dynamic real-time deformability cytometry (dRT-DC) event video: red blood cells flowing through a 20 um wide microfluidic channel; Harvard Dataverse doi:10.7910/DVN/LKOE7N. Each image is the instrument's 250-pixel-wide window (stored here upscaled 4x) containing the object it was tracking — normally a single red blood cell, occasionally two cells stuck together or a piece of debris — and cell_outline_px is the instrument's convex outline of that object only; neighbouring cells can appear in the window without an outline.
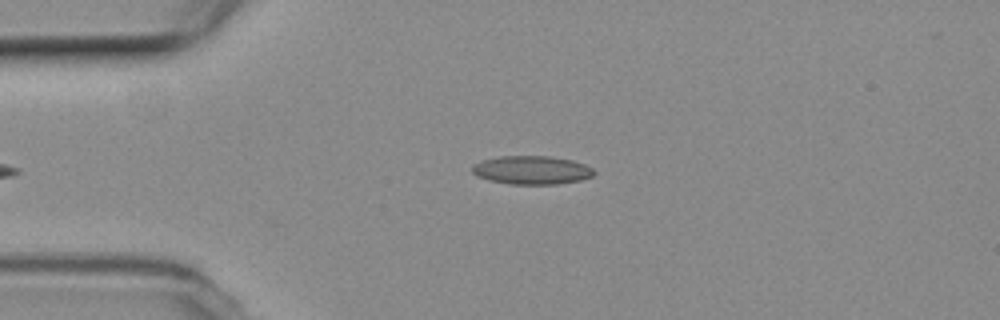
{"species": "common noctule bat (a hibernating species)", "species_latin": "Nyctalus noctula", "temperature_condition": "room temperature", "stored_images_in_passage": 39, "camera_frame_rate_fps": 3000, "um_per_image_px": 0.085, "animal": {"sex": "female", "body_mass_g": 19.3, "forearm_length_mm": 54.1}, "frame": {"image": 1, "passage_image": 3, "time_ms": 0.667, "image_size_px": [1000, 320], "cell_outline_px": [[596, 172], [592, 176], [580, 180], [556, 184], [508, 184], [488, 180], [476, 176], [472, 172], [472, 164], [480, 160], [500, 156], [548, 156], [572, 160], [584, 164], [592, 168]], "centroid_in_image_um": [45.15, 14.45], "position_along_channel_um": 39.8, "area_um2": 20.35}}
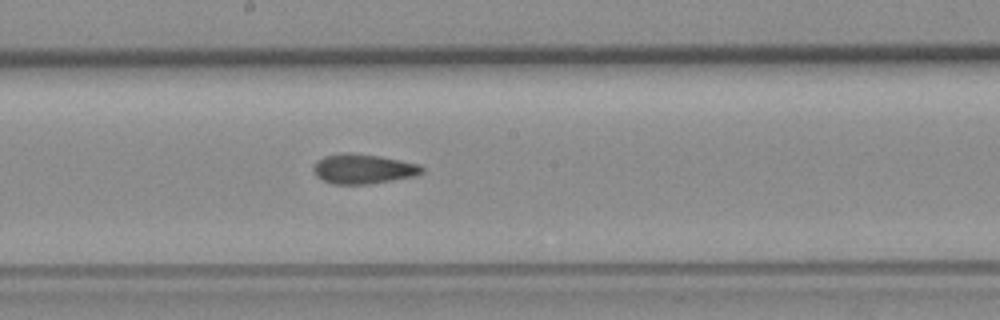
{"frame": {"image": 2, "passage_image": 19, "time_ms": 6.0, "image_size_px": [1000, 320], "cell_outline_px": [[424, 172], [416, 176], [368, 184], [332, 184], [316, 176], [312, 168], [316, 160], [324, 156], [344, 152], [348, 152], [376, 156], [420, 164], [424, 168]], "centroid_in_image_um": [30.85, 14.36], "position_along_channel_um": 217.3, "area_um2": 18.79}}
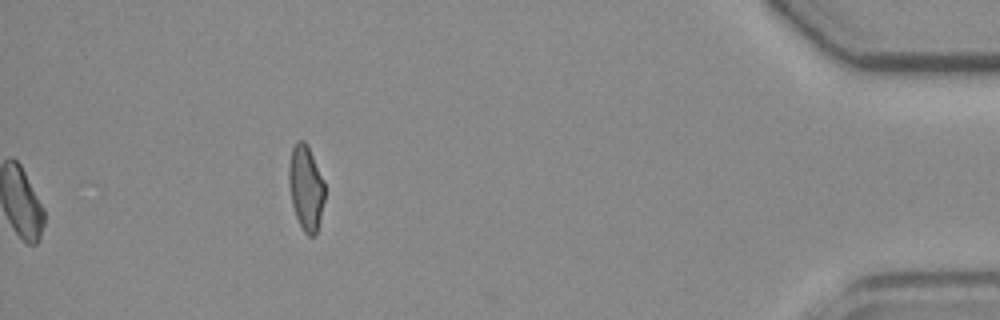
{"frame": {"image": 3, "passage_image": 39, "time_ms": 12.667, "image_size_px": [1000, 320], "cell_outline_px": [[324, 200], [316, 236], [308, 236], [304, 232], [296, 216], [292, 204], [288, 184], [288, 168], [292, 148], [296, 140], [304, 140], [308, 144], [324, 180]], "centroid_in_image_um": [25.99, 15.93], "position_along_channel_um": 409.2, "area_um2": 17.98}, "authors_computed_cell_mechanics": {"area_um2": 18.785, "velocity_mm_per_s": 3.8044, "shape_relaxation_time_tau1_ms": null, "shape_relaxation_time_tau2_ms": 2.6578, "deformation_change_tau1": null, "deformation_change_tau2": 0.0925}}